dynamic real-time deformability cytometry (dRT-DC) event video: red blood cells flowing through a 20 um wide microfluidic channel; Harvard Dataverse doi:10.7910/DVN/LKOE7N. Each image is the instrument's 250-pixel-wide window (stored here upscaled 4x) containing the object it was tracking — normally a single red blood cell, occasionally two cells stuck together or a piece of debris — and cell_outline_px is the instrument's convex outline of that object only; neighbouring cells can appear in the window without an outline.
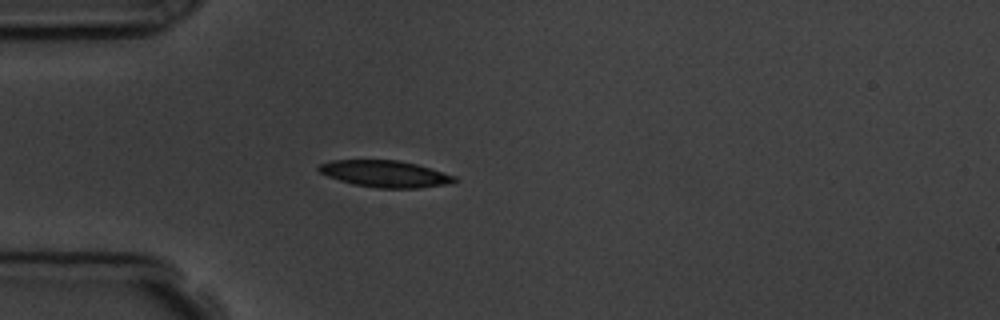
{"species": "common noctule bat (a hibernating species)", "species_latin": "Nyctalus noctula", "temperature_condition": "room temperature", "stored_images_in_passage": 5, "camera_frame_rate_fps": 3000, "um_per_image_px": 0.085, "animal": {"sex": "male", "body_mass_g": 19.5, "forearm_length_mm": 54.6}, "frame": {"image": 1, "passage_image": 5, "time_ms": 4.667, "image_size_px": [1000, 320], "cell_outline_px": [[456, 180], [444, 184], [420, 188], [376, 188], [352, 184], [328, 176], [320, 172], [316, 168], [320, 164], [332, 160], [400, 160], [416, 164], [456, 176]], "centroid_in_image_um": [32.69, 14.77], "position_along_channel_um": 52.3, "area_um2": 20.92}}